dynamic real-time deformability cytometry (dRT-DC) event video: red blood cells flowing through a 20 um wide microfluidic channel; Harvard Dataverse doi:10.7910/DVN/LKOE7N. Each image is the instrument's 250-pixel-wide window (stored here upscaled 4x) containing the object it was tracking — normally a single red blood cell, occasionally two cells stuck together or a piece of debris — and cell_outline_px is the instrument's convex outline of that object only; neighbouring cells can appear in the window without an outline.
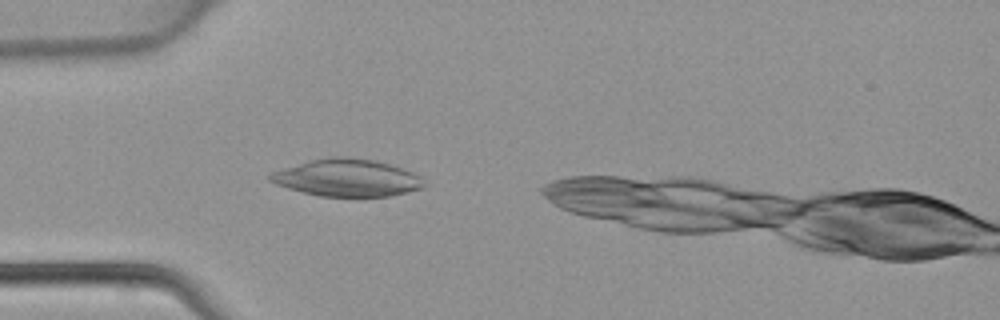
{"species": "common noctule bat (a hibernating species)", "species_latin": "Nyctalus noctula", "temperature_condition": "warm", "stored_images_in_passage": 1, "camera_frame_rate_fps": 3000, "um_per_image_px": 0.085, "animal": {"sex": "female", "body_mass_g": 22.7, "forearm_length_mm": 54.2}, "frame": {"image": 1, "passage_image": 1, "time_ms": 0.0, "image_size_px": [1000, 320], "cell_outline_px": [[428, 184], [424, 188], [408, 192], [388, 196], [320, 196], [288, 188], [276, 184], [268, 180], [268, 176], [272, 172], [284, 168], [312, 160], [332, 156], [348, 156], [376, 160], [412, 172], [420, 176]], "centroid_in_image_um": [29.54, 15.11], "position_along_channel_um": 55.5, "area_um2": 33.29}}